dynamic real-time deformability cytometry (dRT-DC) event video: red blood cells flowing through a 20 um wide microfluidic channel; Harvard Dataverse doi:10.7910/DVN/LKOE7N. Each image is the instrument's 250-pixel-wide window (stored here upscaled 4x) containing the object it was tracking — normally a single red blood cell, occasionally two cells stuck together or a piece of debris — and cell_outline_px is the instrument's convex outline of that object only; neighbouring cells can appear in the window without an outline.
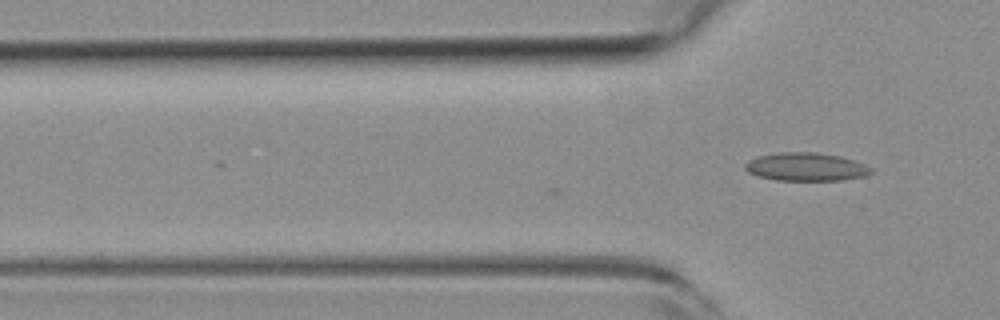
{"species": "common noctule bat (a hibernating species)", "species_latin": "Nyctalus noctula", "temperature_condition": "room temperature", "stored_images_in_passage": 5, "camera_frame_rate_fps": 3000, "um_per_image_px": 0.085, "animal": {"sex": "female", "body_mass_g": 19.3, "forearm_length_mm": 54.1}, "frame": {"image": 1, "passage_image": 5, "time_ms": 1.333, "image_size_px": [1000, 320], "cell_outline_px": [[872, 172], [864, 176], [840, 180], [776, 180], [756, 176], [748, 172], [744, 168], [744, 164], [748, 160], [756, 156], [780, 152], [812, 152], [840, 156], [864, 164], [872, 168]], "centroid_in_image_um": [68.45, 14.18], "position_along_channel_um": 57.3, "area_um2": 20.69}}